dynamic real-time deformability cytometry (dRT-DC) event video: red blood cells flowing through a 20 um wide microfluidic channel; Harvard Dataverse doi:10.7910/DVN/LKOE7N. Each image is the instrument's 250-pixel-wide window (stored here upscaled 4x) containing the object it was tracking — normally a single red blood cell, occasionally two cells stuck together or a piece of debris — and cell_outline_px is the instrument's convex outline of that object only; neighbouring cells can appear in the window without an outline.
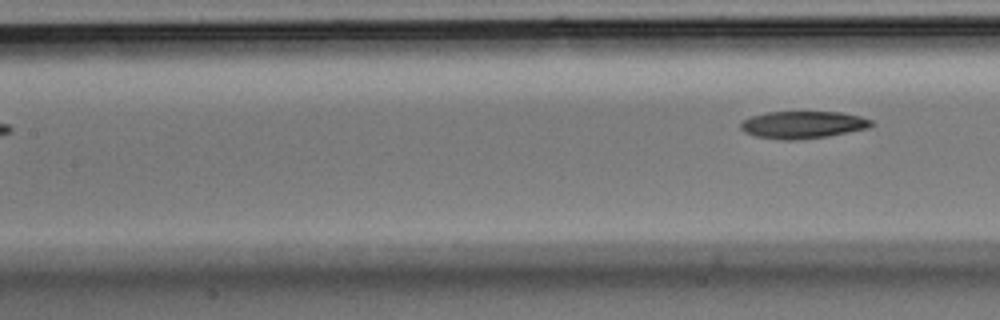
{"species": "Egyptian fruit bat (a non-hibernating species)", "species_latin": "Rousettus aegyptiacus", "temperature_condition": "room temperature", "stored_images_in_passage": 6, "camera_frame_rate_fps": 3000, "um_per_image_px": 0.085, "animal": {"sex": "male"}, "frame": {"image": 1, "passage_image": 6, "time_ms": 1.667, "image_size_px": [1000, 320], "cell_outline_px": [[872, 124], [868, 128], [828, 136], [796, 140], [784, 140], [756, 136], [744, 132], [740, 128], [740, 124], [744, 120], [752, 116], [768, 112], [840, 112], [860, 116], [872, 120]], "centroid_in_image_um": [68.24, 10.6], "position_along_channel_um": 139.2, "area_um2": 20.63}}